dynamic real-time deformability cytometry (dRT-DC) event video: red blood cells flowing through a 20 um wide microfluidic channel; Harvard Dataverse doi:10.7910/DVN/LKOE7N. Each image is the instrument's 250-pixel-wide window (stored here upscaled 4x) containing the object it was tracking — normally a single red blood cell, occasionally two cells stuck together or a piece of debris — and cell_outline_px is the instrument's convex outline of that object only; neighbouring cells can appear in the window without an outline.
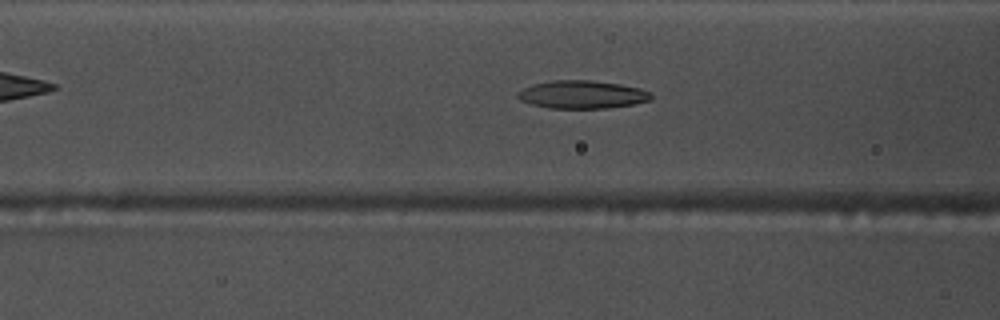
{"species": "common noctule bat (a hibernating species)", "species_latin": "Nyctalus noctula", "temperature_condition": "warm", "stored_images_in_passage": 50, "camera_frame_rate_fps": 3000, "um_per_image_px": 0.085, "animal": {"sex": "male", "body_mass_g": 17.5, "forearm_length_mm": 52.3}, "frame": {"image": 1, "passage_image": 17, "time_ms": 5.333, "image_size_px": [1000, 320], "cell_outline_px": [[652, 100], [632, 104], [608, 108], [548, 108], [532, 104], [520, 100], [516, 96], [524, 88], [532, 84], [552, 80], [592, 80], [620, 84], [640, 88], [652, 92]], "centroid_in_image_um": [49.51, 8.03], "position_along_channel_um": 117.1, "area_um2": 21.79}}
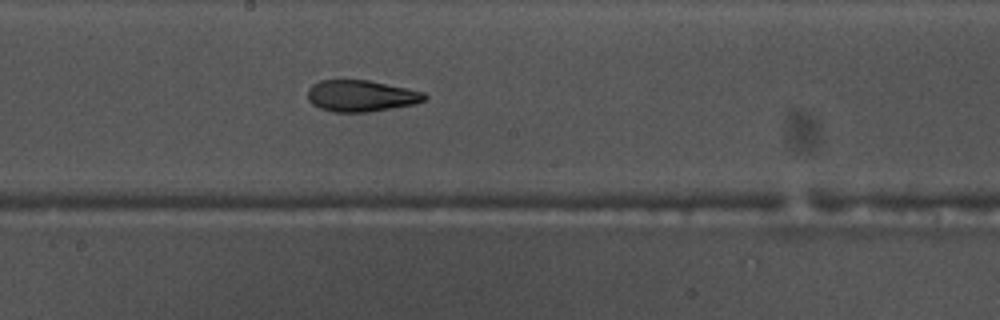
{"frame": {"image": 2, "passage_image": 25, "time_ms": 8.0, "image_size_px": [1000, 320], "cell_outline_px": [[428, 96], [424, 100], [416, 104], [368, 112], [332, 112], [320, 108], [312, 104], [308, 100], [308, 88], [312, 84], [320, 80], [368, 80], [408, 88], [424, 92]], "centroid_in_image_um": [30.69, 8.15], "position_along_channel_um": 217.5, "area_um2": 21.56}}
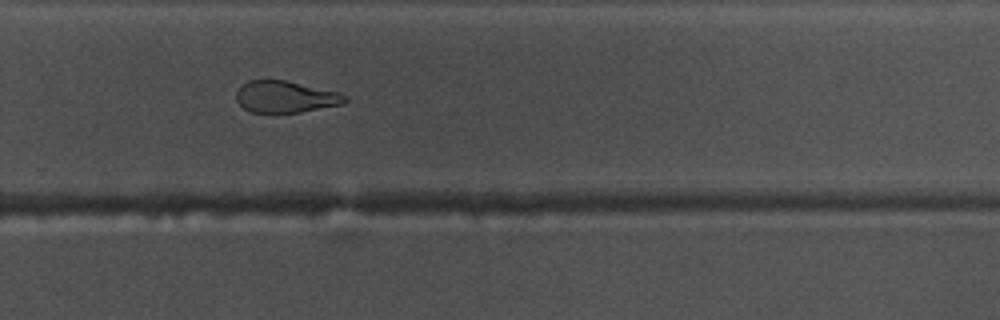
{"frame": {"image": 3, "passage_image": 32, "time_ms": 10.333, "image_size_px": [1000, 320], "cell_outline_px": [[348, 100], [344, 104], [300, 112], [276, 116], [272, 116], [252, 112], [244, 108], [236, 100], [236, 92], [248, 80], [288, 80], [340, 92], [348, 96]], "centroid_in_image_um": [24.29, 8.27], "position_along_channel_um": 305.5, "area_um2": 20.92}, "authors_computed_cell_mechanics": {"area_um2": 21.9062, "velocity_mm_per_s": 3.778, "shape_relaxation_time_tau1_ms": 9.0357, "shape_relaxation_time_tau2_ms": 2.4678, "deformation_change_tau1": 0.2723, "deformation_change_tau2": 0.1031}}